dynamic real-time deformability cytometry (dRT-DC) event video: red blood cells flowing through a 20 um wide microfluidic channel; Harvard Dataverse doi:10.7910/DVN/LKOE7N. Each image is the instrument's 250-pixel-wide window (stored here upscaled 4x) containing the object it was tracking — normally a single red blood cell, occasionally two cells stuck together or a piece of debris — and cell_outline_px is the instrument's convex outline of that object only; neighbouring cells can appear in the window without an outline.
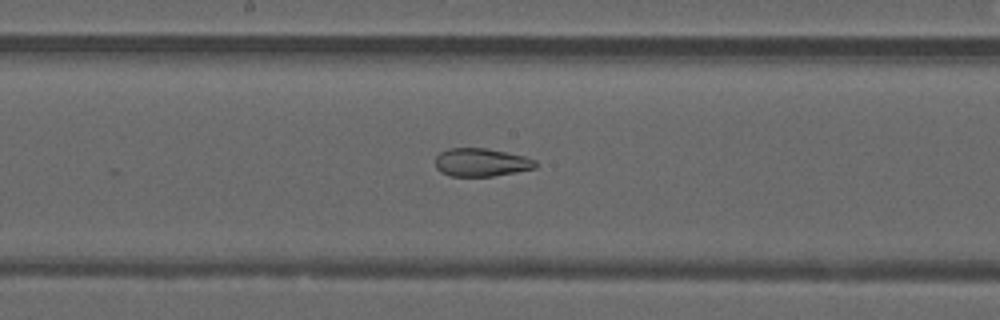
{"species": "common noctule bat (a hibernating species)", "species_latin": "Nyctalus noctula", "temperature_condition": "warm", "stored_images_in_passage": 25, "camera_frame_rate_fps": 3000, "um_per_image_px": 0.085, "animal": {"sex": "male", "forearm_length_mm": 52.5}, "frame": {"image": 1, "passage_image": 11, "time_ms": 3.333, "image_size_px": [1000, 320], "cell_outline_px": [[536, 168], [516, 172], [492, 176], [448, 176], [440, 172], [436, 168], [436, 156], [440, 152], [448, 148], [484, 148], [524, 156], [536, 160]], "centroid_in_image_um": [40.88, 13.81], "position_along_channel_um": 207.3, "area_um2": 16.42}}
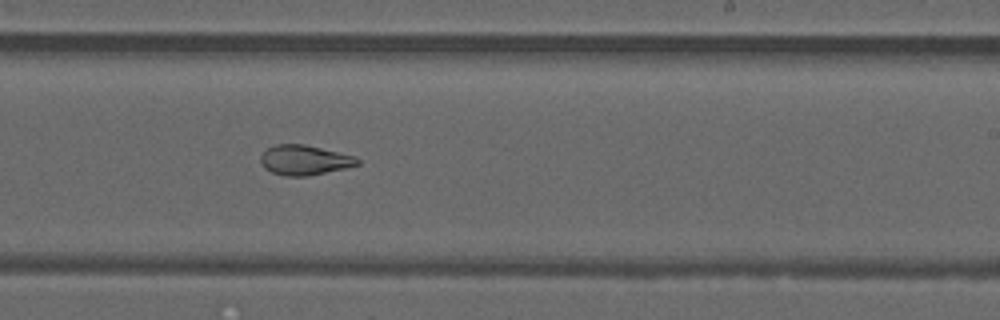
{"frame": {"image": 2, "passage_image": 15, "time_ms": 4.667, "image_size_px": [1000, 320], "cell_outline_px": [[360, 164], [344, 168], [308, 176], [284, 176], [272, 172], [264, 168], [260, 160], [260, 156], [268, 148], [276, 144], [304, 144], [356, 156], [360, 160]], "centroid_in_image_um": [25.88, 13.6], "position_along_channel_um": 263.1, "area_um2": 16.82}}